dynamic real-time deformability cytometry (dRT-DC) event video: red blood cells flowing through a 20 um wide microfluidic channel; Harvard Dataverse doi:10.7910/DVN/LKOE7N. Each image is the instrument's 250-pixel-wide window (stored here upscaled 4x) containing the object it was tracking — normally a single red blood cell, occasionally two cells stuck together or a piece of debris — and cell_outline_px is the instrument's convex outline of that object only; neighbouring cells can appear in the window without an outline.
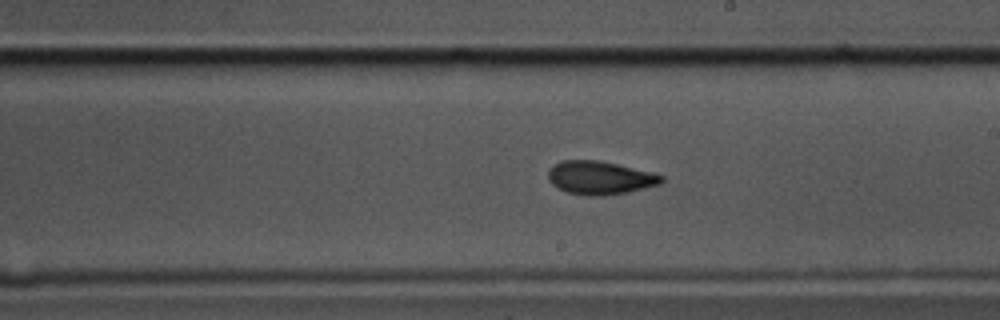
{"species": "common noctule bat (a hibernating species)", "species_latin": "Nyctalus noctula", "temperature_condition": "cold", "stored_images_in_passage": 50, "camera_frame_rate_fps": 3000, "um_per_image_px": 0.085, "animal": {"sex": "male", "body_mass_g": 17.5, "forearm_length_mm": 52.3}, "frame": {"image": 1, "passage_image": 25, "time_ms": 8.0, "image_size_px": [1000, 320], "cell_outline_px": [[664, 180], [660, 184], [628, 192], [604, 196], [588, 196], [568, 192], [556, 188], [548, 180], [548, 172], [552, 164], [564, 160], [600, 160], [652, 172], [664, 176]], "centroid_in_image_um": [50.98, 15.11], "position_along_channel_um": 238.0, "area_um2": 22.2}}
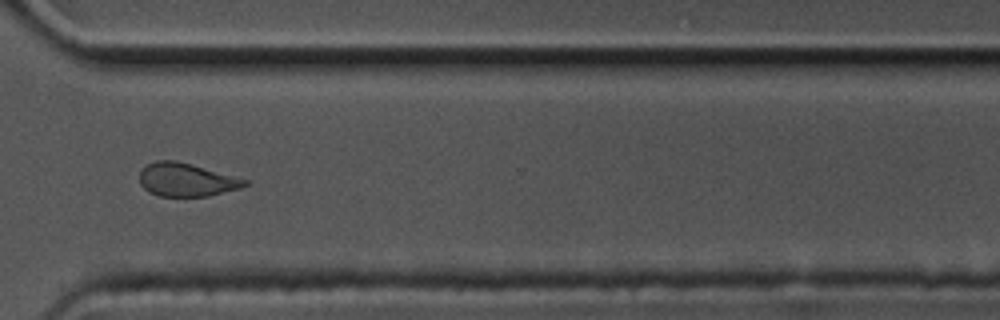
{"frame": {"image": 2, "passage_image": 35, "time_ms": 11.333, "image_size_px": [1000, 320], "cell_outline_px": [[248, 184], [240, 188], [208, 196], [160, 196], [148, 192], [140, 184], [140, 168], [156, 160], [176, 160], [248, 180]], "centroid_in_image_um": [15.8, 15.28], "position_along_channel_um": 354.8, "area_um2": 20.29}}
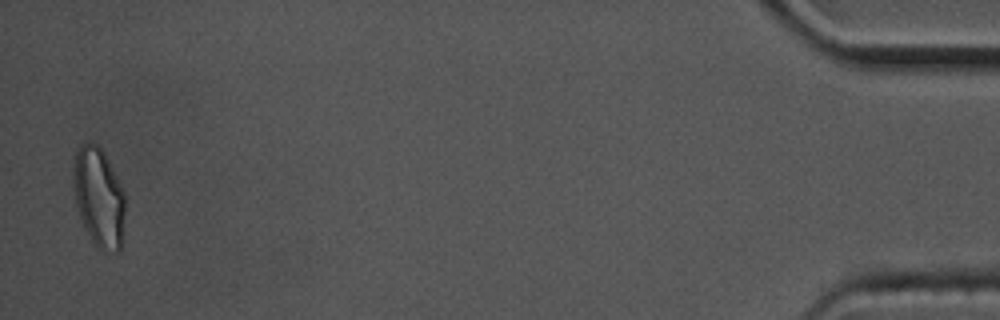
{"frame": {"image": 3, "passage_image": 49, "time_ms": 16.0, "image_size_px": [1000, 320], "cell_outline_px": [[124, 244], [120, 252], [100, 252], [96, 248], [80, 216], [76, 204], [72, 184], [72, 168], [76, 152], [80, 144], [88, 140], [96, 144], [104, 152], [124, 192]], "centroid_in_image_um": [8.4, 16.81], "position_along_channel_um": 426.8, "area_um2": 30.58}, "authors_computed_cell_mechanics": {"area_um2": 21.9929, "velocity_mm_per_s": 3.4907, "shape_relaxation_time_tau1_ms": 6.5123, "shape_relaxation_time_tau2_ms": 3.408, "deformation_change_tau1": 0.1504, "deformation_change_tau2": 0.0983}}